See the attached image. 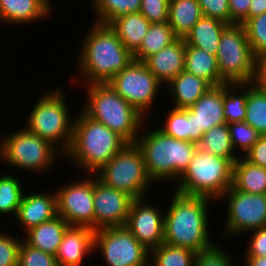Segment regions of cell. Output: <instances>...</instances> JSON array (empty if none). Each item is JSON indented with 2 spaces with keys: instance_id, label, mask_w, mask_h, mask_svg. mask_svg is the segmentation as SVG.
Instances as JSON below:
<instances>
[{
  "instance_id": "cell-1",
  "label": "cell",
  "mask_w": 266,
  "mask_h": 266,
  "mask_svg": "<svg viewBox=\"0 0 266 266\" xmlns=\"http://www.w3.org/2000/svg\"><path fill=\"white\" fill-rule=\"evenodd\" d=\"M85 33L76 62L77 78H81L79 82L83 86L108 83L133 60V55L109 25L93 21Z\"/></svg>"
},
{
  "instance_id": "cell-2",
  "label": "cell",
  "mask_w": 266,
  "mask_h": 266,
  "mask_svg": "<svg viewBox=\"0 0 266 266\" xmlns=\"http://www.w3.org/2000/svg\"><path fill=\"white\" fill-rule=\"evenodd\" d=\"M173 194L168 210L164 211V243L188 248L195 253L211 248L215 243L209 235L208 206L215 200L176 191Z\"/></svg>"
},
{
  "instance_id": "cell-3",
  "label": "cell",
  "mask_w": 266,
  "mask_h": 266,
  "mask_svg": "<svg viewBox=\"0 0 266 266\" xmlns=\"http://www.w3.org/2000/svg\"><path fill=\"white\" fill-rule=\"evenodd\" d=\"M74 118L73 137L65 160L86 174H94L118 154L128 142L104 124L88 117L82 110ZM68 158V159H67Z\"/></svg>"
},
{
  "instance_id": "cell-4",
  "label": "cell",
  "mask_w": 266,
  "mask_h": 266,
  "mask_svg": "<svg viewBox=\"0 0 266 266\" xmlns=\"http://www.w3.org/2000/svg\"><path fill=\"white\" fill-rule=\"evenodd\" d=\"M142 127L136 144L143 153L148 176L154 183L169 180L175 184L192 160L196 143L167 136L159 129L148 132Z\"/></svg>"
},
{
  "instance_id": "cell-5",
  "label": "cell",
  "mask_w": 266,
  "mask_h": 266,
  "mask_svg": "<svg viewBox=\"0 0 266 266\" xmlns=\"http://www.w3.org/2000/svg\"><path fill=\"white\" fill-rule=\"evenodd\" d=\"M84 87L87 90V98L80 110L118 133L128 143H136L146 118L123 99L109 83H94Z\"/></svg>"
},
{
  "instance_id": "cell-6",
  "label": "cell",
  "mask_w": 266,
  "mask_h": 266,
  "mask_svg": "<svg viewBox=\"0 0 266 266\" xmlns=\"http://www.w3.org/2000/svg\"><path fill=\"white\" fill-rule=\"evenodd\" d=\"M62 91L61 87L44 91L29 112L27 124L23 127L48 141L64 156L72 142L75 118L69 114L66 94Z\"/></svg>"
},
{
  "instance_id": "cell-7",
  "label": "cell",
  "mask_w": 266,
  "mask_h": 266,
  "mask_svg": "<svg viewBox=\"0 0 266 266\" xmlns=\"http://www.w3.org/2000/svg\"><path fill=\"white\" fill-rule=\"evenodd\" d=\"M234 163L228 158L195 151L174 190L187 196H203L218 201L232 186Z\"/></svg>"
},
{
  "instance_id": "cell-8",
  "label": "cell",
  "mask_w": 266,
  "mask_h": 266,
  "mask_svg": "<svg viewBox=\"0 0 266 266\" xmlns=\"http://www.w3.org/2000/svg\"><path fill=\"white\" fill-rule=\"evenodd\" d=\"M7 134L0 139V162L8 167L44 175L57 163L59 155L64 157L52 144L26 127Z\"/></svg>"
},
{
  "instance_id": "cell-9",
  "label": "cell",
  "mask_w": 266,
  "mask_h": 266,
  "mask_svg": "<svg viewBox=\"0 0 266 266\" xmlns=\"http://www.w3.org/2000/svg\"><path fill=\"white\" fill-rule=\"evenodd\" d=\"M94 175L106 186L124 191L134 199L148 197L149 188L152 189L151 185L154 184L147 174L143 153L136 143H128Z\"/></svg>"
},
{
  "instance_id": "cell-10",
  "label": "cell",
  "mask_w": 266,
  "mask_h": 266,
  "mask_svg": "<svg viewBox=\"0 0 266 266\" xmlns=\"http://www.w3.org/2000/svg\"><path fill=\"white\" fill-rule=\"evenodd\" d=\"M215 56L220 76L226 83L253 82L256 56L243 24H231L223 30Z\"/></svg>"
},
{
  "instance_id": "cell-11",
  "label": "cell",
  "mask_w": 266,
  "mask_h": 266,
  "mask_svg": "<svg viewBox=\"0 0 266 266\" xmlns=\"http://www.w3.org/2000/svg\"><path fill=\"white\" fill-rule=\"evenodd\" d=\"M108 83L146 119L163 85L144 62L134 59Z\"/></svg>"
},
{
  "instance_id": "cell-12",
  "label": "cell",
  "mask_w": 266,
  "mask_h": 266,
  "mask_svg": "<svg viewBox=\"0 0 266 266\" xmlns=\"http://www.w3.org/2000/svg\"><path fill=\"white\" fill-rule=\"evenodd\" d=\"M227 201V217L221 237L241 236L266 227V194L241 192L231 186L218 200Z\"/></svg>"
},
{
  "instance_id": "cell-13",
  "label": "cell",
  "mask_w": 266,
  "mask_h": 266,
  "mask_svg": "<svg viewBox=\"0 0 266 266\" xmlns=\"http://www.w3.org/2000/svg\"><path fill=\"white\" fill-rule=\"evenodd\" d=\"M97 249L107 266H149L150 251L125 226L95 231Z\"/></svg>"
},
{
  "instance_id": "cell-14",
  "label": "cell",
  "mask_w": 266,
  "mask_h": 266,
  "mask_svg": "<svg viewBox=\"0 0 266 266\" xmlns=\"http://www.w3.org/2000/svg\"><path fill=\"white\" fill-rule=\"evenodd\" d=\"M58 186L56 193L57 215L70 226L94 230L93 174Z\"/></svg>"
},
{
  "instance_id": "cell-15",
  "label": "cell",
  "mask_w": 266,
  "mask_h": 266,
  "mask_svg": "<svg viewBox=\"0 0 266 266\" xmlns=\"http://www.w3.org/2000/svg\"><path fill=\"white\" fill-rule=\"evenodd\" d=\"M147 198L134 199L131 202L125 227L146 249L151 251L164 243L165 212L160 206L149 202Z\"/></svg>"
},
{
  "instance_id": "cell-16",
  "label": "cell",
  "mask_w": 266,
  "mask_h": 266,
  "mask_svg": "<svg viewBox=\"0 0 266 266\" xmlns=\"http://www.w3.org/2000/svg\"><path fill=\"white\" fill-rule=\"evenodd\" d=\"M133 200L128 193L106 186L93 174L94 231L125 226Z\"/></svg>"
},
{
  "instance_id": "cell-17",
  "label": "cell",
  "mask_w": 266,
  "mask_h": 266,
  "mask_svg": "<svg viewBox=\"0 0 266 266\" xmlns=\"http://www.w3.org/2000/svg\"><path fill=\"white\" fill-rule=\"evenodd\" d=\"M94 233L88 227L70 226L55 255L58 265L82 266L85 257L94 251Z\"/></svg>"
},
{
  "instance_id": "cell-18",
  "label": "cell",
  "mask_w": 266,
  "mask_h": 266,
  "mask_svg": "<svg viewBox=\"0 0 266 266\" xmlns=\"http://www.w3.org/2000/svg\"><path fill=\"white\" fill-rule=\"evenodd\" d=\"M25 191L18 209L16 221L19 222L24 233L29 229L38 226L42 222L49 221L57 216L56 193Z\"/></svg>"
},
{
  "instance_id": "cell-19",
  "label": "cell",
  "mask_w": 266,
  "mask_h": 266,
  "mask_svg": "<svg viewBox=\"0 0 266 266\" xmlns=\"http://www.w3.org/2000/svg\"><path fill=\"white\" fill-rule=\"evenodd\" d=\"M223 105L224 84L211 87L191 107L187 108L195 115L196 132L201 137L212 127L226 123Z\"/></svg>"
},
{
  "instance_id": "cell-20",
  "label": "cell",
  "mask_w": 266,
  "mask_h": 266,
  "mask_svg": "<svg viewBox=\"0 0 266 266\" xmlns=\"http://www.w3.org/2000/svg\"><path fill=\"white\" fill-rule=\"evenodd\" d=\"M185 40L178 38L171 45L149 56L144 63L164 85L184 71Z\"/></svg>"
},
{
  "instance_id": "cell-21",
  "label": "cell",
  "mask_w": 266,
  "mask_h": 266,
  "mask_svg": "<svg viewBox=\"0 0 266 266\" xmlns=\"http://www.w3.org/2000/svg\"><path fill=\"white\" fill-rule=\"evenodd\" d=\"M52 0H0V22L21 26L47 18L52 10Z\"/></svg>"
},
{
  "instance_id": "cell-22",
  "label": "cell",
  "mask_w": 266,
  "mask_h": 266,
  "mask_svg": "<svg viewBox=\"0 0 266 266\" xmlns=\"http://www.w3.org/2000/svg\"><path fill=\"white\" fill-rule=\"evenodd\" d=\"M165 87H167L168 91L166 90V92L170 96L168 98H171L174 103L173 108L187 109L213 86L203 78L184 70Z\"/></svg>"
},
{
  "instance_id": "cell-23",
  "label": "cell",
  "mask_w": 266,
  "mask_h": 266,
  "mask_svg": "<svg viewBox=\"0 0 266 266\" xmlns=\"http://www.w3.org/2000/svg\"><path fill=\"white\" fill-rule=\"evenodd\" d=\"M69 227L70 225L57 215L53 219L29 229L22 238L28 245L55 256Z\"/></svg>"
},
{
  "instance_id": "cell-24",
  "label": "cell",
  "mask_w": 266,
  "mask_h": 266,
  "mask_svg": "<svg viewBox=\"0 0 266 266\" xmlns=\"http://www.w3.org/2000/svg\"><path fill=\"white\" fill-rule=\"evenodd\" d=\"M150 25L140 12L120 16L109 24L132 55L139 49Z\"/></svg>"
},
{
  "instance_id": "cell-25",
  "label": "cell",
  "mask_w": 266,
  "mask_h": 266,
  "mask_svg": "<svg viewBox=\"0 0 266 266\" xmlns=\"http://www.w3.org/2000/svg\"><path fill=\"white\" fill-rule=\"evenodd\" d=\"M227 26L220 20L202 16L184 38L185 43L215 55L220 37Z\"/></svg>"
},
{
  "instance_id": "cell-26",
  "label": "cell",
  "mask_w": 266,
  "mask_h": 266,
  "mask_svg": "<svg viewBox=\"0 0 266 266\" xmlns=\"http://www.w3.org/2000/svg\"><path fill=\"white\" fill-rule=\"evenodd\" d=\"M184 70L203 78L212 86H219L226 83L220 76L216 56L186 43Z\"/></svg>"
},
{
  "instance_id": "cell-27",
  "label": "cell",
  "mask_w": 266,
  "mask_h": 266,
  "mask_svg": "<svg viewBox=\"0 0 266 266\" xmlns=\"http://www.w3.org/2000/svg\"><path fill=\"white\" fill-rule=\"evenodd\" d=\"M203 16L197 0H170L168 23L178 38H185Z\"/></svg>"
},
{
  "instance_id": "cell-28",
  "label": "cell",
  "mask_w": 266,
  "mask_h": 266,
  "mask_svg": "<svg viewBox=\"0 0 266 266\" xmlns=\"http://www.w3.org/2000/svg\"><path fill=\"white\" fill-rule=\"evenodd\" d=\"M232 186L241 192L266 194V167L253 165L240 156L233 165Z\"/></svg>"
},
{
  "instance_id": "cell-29",
  "label": "cell",
  "mask_w": 266,
  "mask_h": 266,
  "mask_svg": "<svg viewBox=\"0 0 266 266\" xmlns=\"http://www.w3.org/2000/svg\"><path fill=\"white\" fill-rule=\"evenodd\" d=\"M171 108L162 123L164 126L158 129L175 139L197 143L201 136L196 132L195 115L188 109Z\"/></svg>"
},
{
  "instance_id": "cell-30",
  "label": "cell",
  "mask_w": 266,
  "mask_h": 266,
  "mask_svg": "<svg viewBox=\"0 0 266 266\" xmlns=\"http://www.w3.org/2000/svg\"><path fill=\"white\" fill-rule=\"evenodd\" d=\"M196 145L199 151L228 158L233 163L239 158V154L237 155L233 148L227 123L214 126L203 133Z\"/></svg>"
},
{
  "instance_id": "cell-31",
  "label": "cell",
  "mask_w": 266,
  "mask_h": 266,
  "mask_svg": "<svg viewBox=\"0 0 266 266\" xmlns=\"http://www.w3.org/2000/svg\"><path fill=\"white\" fill-rule=\"evenodd\" d=\"M178 37L168 22L151 24L133 59L144 62L149 56L171 45Z\"/></svg>"
},
{
  "instance_id": "cell-32",
  "label": "cell",
  "mask_w": 266,
  "mask_h": 266,
  "mask_svg": "<svg viewBox=\"0 0 266 266\" xmlns=\"http://www.w3.org/2000/svg\"><path fill=\"white\" fill-rule=\"evenodd\" d=\"M0 175V213L16 218L22 197L25 193L23 183L16 174L7 173Z\"/></svg>"
},
{
  "instance_id": "cell-33",
  "label": "cell",
  "mask_w": 266,
  "mask_h": 266,
  "mask_svg": "<svg viewBox=\"0 0 266 266\" xmlns=\"http://www.w3.org/2000/svg\"><path fill=\"white\" fill-rule=\"evenodd\" d=\"M246 100L247 83L224 84L223 115L227 124L245 120Z\"/></svg>"
},
{
  "instance_id": "cell-34",
  "label": "cell",
  "mask_w": 266,
  "mask_h": 266,
  "mask_svg": "<svg viewBox=\"0 0 266 266\" xmlns=\"http://www.w3.org/2000/svg\"><path fill=\"white\" fill-rule=\"evenodd\" d=\"M91 4L97 15L94 22L107 25L120 16L138 13L141 8V0H92Z\"/></svg>"
},
{
  "instance_id": "cell-35",
  "label": "cell",
  "mask_w": 266,
  "mask_h": 266,
  "mask_svg": "<svg viewBox=\"0 0 266 266\" xmlns=\"http://www.w3.org/2000/svg\"><path fill=\"white\" fill-rule=\"evenodd\" d=\"M196 253L188 248L162 243L150 251L149 266H194Z\"/></svg>"
},
{
  "instance_id": "cell-36",
  "label": "cell",
  "mask_w": 266,
  "mask_h": 266,
  "mask_svg": "<svg viewBox=\"0 0 266 266\" xmlns=\"http://www.w3.org/2000/svg\"><path fill=\"white\" fill-rule=\"evenodd\" d=\"M259 134L266 135V93L247 83L245 120Z\"/></svg>"
},
{
  "instance_id": "cell-37",
  "label": "cell",
  "mask_w": 266,
  "mask_h": 266,
  "mask_svg": "<svg viewBox=\"0 0 266 266\" xmlns=\"http://www.w3.org/2000/svg\"><path fill=\"white\" fill-rule=\"evenodd\" d=\"M243 26L256 58L266 56V12L248 19Z\"/></svg>"
},
{
  "instance_id": "cell-38",
  "label": "cell",
  "mask_w": 266,
  "mask_h": 266,
  "mask_svg": "<svg viewBox=\"0 0 266 266\" xmlns=\"http://www.w3.org/2000/svg\"><path fill=\"white\" fill-rule=\"evenodd\" d=\"M230 138L235 152L244 156L258 141L259 134L252 126L245 121L228 124ZM240 150V151H239Z\"/></svg>"
},
{
  "instance_id": "cell-39",
  "label": "cell",
  "mask_w": 266,
  "mask_h": 266,
  "mask_svg": "<svg viewBox=\"0 0 266 266\" xmlns=\"http://www.w3.org/2000/svg\"><path fill=\"white\" fill-rule=\"evenodd\" d=\"M18 266H59L56 257L28 245L22 240L18 251Z\"/></svg>"
},
{
  "instance_id": "cell-40",
  "label": "cell",
  "mask_w": 266,
  "mask_h": 266,
  "mask_svg": "<svg viewBox=\"0 0 266 266\" xmlns=\"http://www.w3.org/2000/svg\"><path fill=\"white\" fill-rule=\"evenodd\" d=\"M230 257L227 250L215 243L211 248L196 253L194 266H235Z\"/></svg>"
},
{
  "instance_id": "cell-41",
  "label": "cell",
  "mask_w": 266,
  "mask_h": 266,
  "mask_svg": "<svg viewBox=\"0 0 266 266\" xmlns=\"http://www.w3.org/2000/svg\"><path fill=\"white\" fill-rule=\"evenodd\" d=\"M22 240L0 231V266H18V251Z\"/></svg>"
},
{
  "instance_id": "cell-42",
  "label": "cell",
  "mask_w": 266,
  "mask_h": 266,
  "mask_svg": "<svg viewBox=\"0 0 266 266\" xmlns=\"http://www.w3.org/2000/svg\"><path fill=\"white\" fill-rule=\"evenodd\" d=\"M170 0H141L140 13L151 23L168 21Z\"/></svg>"
},
{
  "instance_id": "cell-43",
  "label": "cell",
  "mask_w": 266,
  "mask_h": 266,
  "mask_svg": "<svg viewBox=\"0 0 266 266\" xmlns=\"http://www.w3.org/2000/svg\"><path fill=\"white\" fill-rule=\"evenodd\" d=\"M202 14L230 25V9L228 0H197Z\"/></svg>"
},
{
  "instance_id": "cell-44",
  "label": "cell",
  "mask_w": 266,
  "mask_h": 266,
  "mask_svg": "<svg viewBox=\"0 0 266 266\" xmlns=\"http://www.w3.org/2000/svg\"><path fill=\"white\" fill-rule=\"evenodd\" d=\"M243 256L266 257V227L251 231Z\"/></svg>"
},
{
  "instance_id": "cell-45",
  "label": "cell",
  "mask_w": 266,
  "mask_h": 266,
  "mask_svg": "<svg viewBox=\"0 0 266 266\" xmlns=\"http://www.w3.org/2000/svg\"><path fill=\"white\" fill-rule=\"evenodd\" d=\"M243 157L253 165L266 167V135H260L258 141Z\"/></svg>"
},
{
  "instance_id": "cell-46",
  "label": "cell",
  "mask_w": 266,
  "mask_h": 266,
  "mask_svg": "<svg viewBox=\"0 0 266 266\" xmlns=\"http://www.w3.org/2000/svg\"><path fill=\"white\" fill-rule=\"evenodd\" d=\"M251 0H228L230 9V25L244 24L248 20Z\"/></svg>"
},
{
  "instance_id": "cell-47",
  "label": "cell",
  "mask_w": 266,
  "mask_h": 266,
  "mask_svg": "<svg viewBox=\"0 0 266 266\" xmlns=\"http://www.w3.org/2000/svg\"><path fill=\"white\" fill-rule=\"evenodd\" d=\"M252 84L266 93V56L256 58L255 75Z\"/></svg>"
},
{
  "instance_id": "cell-48",
  "label": "cell",
  "mask_w": 266,
  "mask_h": 266,
  "mask_svg": "<svg viewBox=\"0 0 266 266\" xmlns=\"http://www.w3.org/2000/svg\"><path fill=\"white\" fill-rule=\"evenodd\" d=\"M266 12V0H251L248 19Z\"/></svg>"
},
{
  "instance_id": "cell-49",
  "label": "cell",
  "mask_w": 266,
  "mask_h": 266,
  "mask_svg": "<svg viewBox=\"0 0 266 266\" xmlns=\"http://www.w3.org/2000/svg\"><path fill=\"white\" fill-rule=\"evenodd\" d=\"M243 266H266V257L260 256H243Z\"/></svg>"
}]
</instances>
